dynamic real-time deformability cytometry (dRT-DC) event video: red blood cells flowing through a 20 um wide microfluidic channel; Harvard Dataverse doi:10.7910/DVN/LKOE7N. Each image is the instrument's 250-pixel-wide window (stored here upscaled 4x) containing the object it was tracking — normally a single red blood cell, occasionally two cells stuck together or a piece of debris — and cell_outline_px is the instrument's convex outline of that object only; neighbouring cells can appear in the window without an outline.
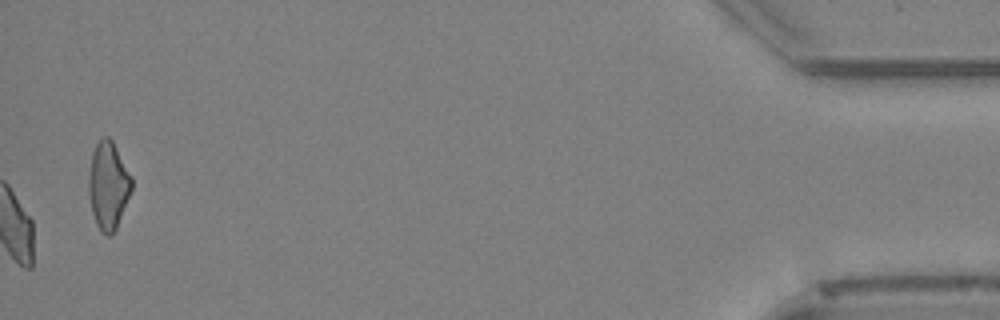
{"species": "Egyptian fruit bat (a non-hibernating species)", "species_latin": "Rousettus aegyptiacus", "temperature_condition": "cold", "stored_images_in_passage": 47, "camera_frame_rate_fps": 3000, "um_per_image_px": 0.085, "animal": {"sex": "female"}, "frame": {"image": 1, "passage_image": 47, "time_ms": 15.333, "image_size_px": [1000, 320], "cell_outline_px": [[132, 188], [116, 228], [108, 236], [100, 232], [96, 224], [92, 212], [88, 196], [88, 176], [92, 152], [96, 144], [104, 136], [108, 136], [112, 140], [132, 176]], "centroid_in_image_um": [9.18, 15.75], "position_along_channel_um": 426.0, "area_um2": 21.91}, "authors_computed_cell_mechanics": {"area_um2": 18.5538, "velocity_mm_per_s": 3.925, "shape_relaxation_time_tau1_ms": null, "shape_relaxation_time_tau2_ms": 5.0805, "deformation_change_tau1": null, "deformation_change_tau2": 0.077}}